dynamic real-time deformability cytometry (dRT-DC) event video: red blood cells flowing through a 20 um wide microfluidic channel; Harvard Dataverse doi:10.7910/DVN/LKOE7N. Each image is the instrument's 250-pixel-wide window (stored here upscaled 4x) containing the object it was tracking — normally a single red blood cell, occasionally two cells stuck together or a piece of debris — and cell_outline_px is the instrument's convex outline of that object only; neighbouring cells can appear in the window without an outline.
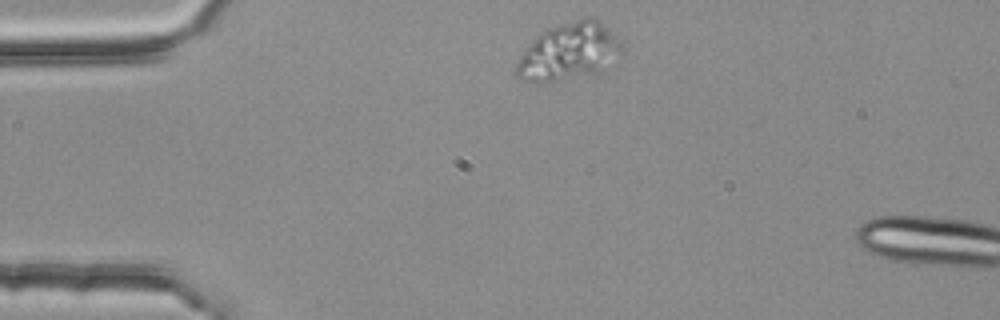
{"species": "common noctule bat (a hibernating species)", "species_latin": "Nyctalus noctula", "temperature_condition": "room temperature", "stored_images_in_passage": 2, "camera_frame_rate_fps": 3000, "um_per_image_px": 0.085, "animal": {"sex": "female", "body_mass_g": 25.1}, "frame": {"image": 1, "passage_image": 1, "time_ms": 0.0, "image_size_px": [1000, 320], "cell_outline_px": [[624, 52], [596, 72], [552, 80], [520, 80], [512, 72], [524, 48], [548, 28], [588, 16], [592, 16], [608, 28], [620, 40], [624, 48]], "centroid_in_image_um": [48.34, 4.34], "position_along_channel_um": 36.7, "area_um2": 34.22}}